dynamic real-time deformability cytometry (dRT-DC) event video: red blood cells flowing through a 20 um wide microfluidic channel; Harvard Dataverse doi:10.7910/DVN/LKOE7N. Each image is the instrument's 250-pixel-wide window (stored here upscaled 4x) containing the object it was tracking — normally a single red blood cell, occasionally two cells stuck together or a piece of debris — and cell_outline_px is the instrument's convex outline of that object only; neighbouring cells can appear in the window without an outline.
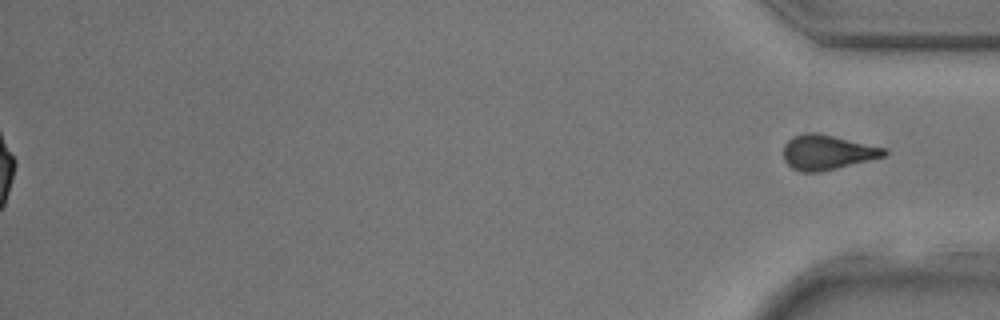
{"species": "common noctule bat (a hibernating species)", "species_latin": "Nyctalus noctula", "temperature_condition": "room temperature", "stored_images_in_passage": 36, "segment_of_instrument_passage": [2, 2], "camera_frame_rate_fps": 3000, "um_per_image_px": 0.085, "animal": {"sex": "male", "body_mass_g": 17.9, "forearm_length_mm": 54.2}, "frame": {"image": 1, "passage_image": 36, "time_ms": 11.667, "image_size_px": [1000, 320], "cell_outline_px": [[888, 152], [884, 156], [820, 172], [800, 172], [792, 168], [784, 160], [784, 144], [792, 136], [804, 132], [816, 132], [888, 148]], "centroid_in_image_um": [70.29, 12.93], "position_along_channel_um": 364.9, "area_um2": 20.46}}